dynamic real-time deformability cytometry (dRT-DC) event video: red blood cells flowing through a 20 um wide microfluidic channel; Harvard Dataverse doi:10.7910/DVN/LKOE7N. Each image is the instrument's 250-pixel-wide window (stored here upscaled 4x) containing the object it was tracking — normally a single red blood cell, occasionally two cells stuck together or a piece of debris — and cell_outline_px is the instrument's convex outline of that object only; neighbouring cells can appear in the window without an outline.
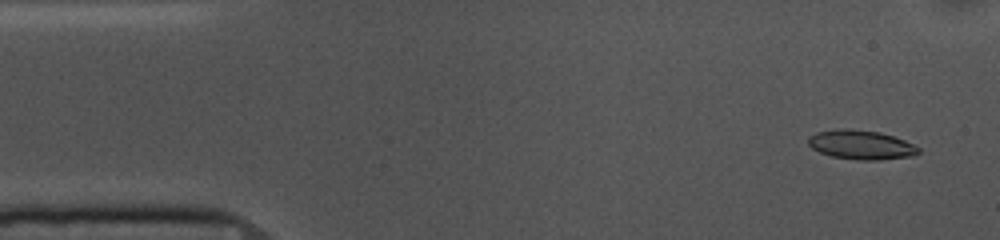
{"species": "common noctule bat (a hibernating species)", "species_latin": "Nyctalus noctula", "temperature_condition": "cold", "stored_images_in_passage": 53, "camera_frame_rate_fps": 3000, "um_per_image_px": 0.085, "animal": {"sex": "female", "body_mass_g": 10.0, "forearm_length_mm": 53.1}, "frame": {"image": 1, "passage_image": 3, "time_ms": 0.667, "image_size_px": [1000, 240], "cell_outline_px": [[920, 152], [912, 156], [880, 160], [856, 160], [832, 156], [820, 152], [812, 148], [808, 144], [808, 136], [816, 132], [840, 128], [848, 128], [880, 132], [904, 140], [920, 148]], "centroid_in_image_um": [73.17, 12.3], "position_along_channel_um": 11.8, "area_um2": 18.84}}
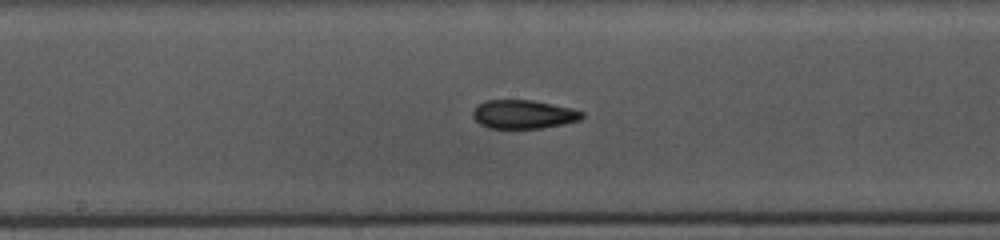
{"frame": {"image": 2, "passage_image": 26, "time_ms": 8.333, "image_size_px": [1000, 240], "cell_outline_px": [[584, 116], [580, 120], [540, 128], [488, 128], [480, 124], [472, 116], [472, 112], [484, 100], [532, 100], [572, 108], [584, 112]], "centroid_in_image_um": [44.49, 9.71], "position_along_channel_um": 203.7, "area_um2": 18.09}}
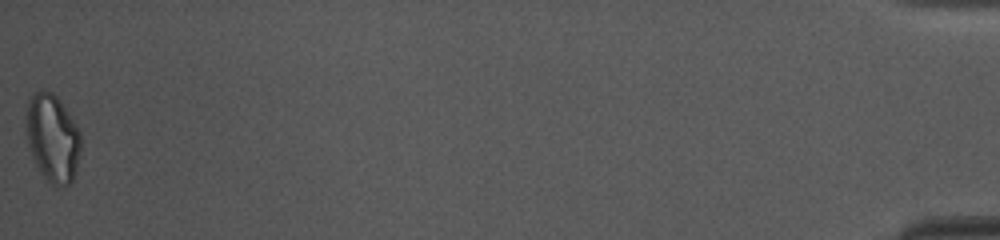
{"frame": {"image": 3, "passage_image": 53, "time_ms": 17.333, "image_size_px": [1000, 240], "cell_outline_px": [[80, 156], [76, 172], [72, 180], [68, 184], [52, 184], [44, 176], [36, 164], [32, 156], [28, 144], [24, 120], [24, 116], [28, 100], [36, 92], [52, 92], [60, 100], [76, 124], [80, 132]], "centroid_in_image_um": [4.46, 11.7], "position_along_channel_um": 430.7, "area_um2": 27.86}, "authors_computed_cell_mechanics": {"area_um2": 18.8428, "velocity_mm_per_s": 3.6972, "shape_relaxation_time_tau1_ms": 5.7035, "shape_relaxation_time_tau2_ms": 4.7312, "deformation_change_tau1": 0.1488, "deformation_change_tau2": 0.1141}}